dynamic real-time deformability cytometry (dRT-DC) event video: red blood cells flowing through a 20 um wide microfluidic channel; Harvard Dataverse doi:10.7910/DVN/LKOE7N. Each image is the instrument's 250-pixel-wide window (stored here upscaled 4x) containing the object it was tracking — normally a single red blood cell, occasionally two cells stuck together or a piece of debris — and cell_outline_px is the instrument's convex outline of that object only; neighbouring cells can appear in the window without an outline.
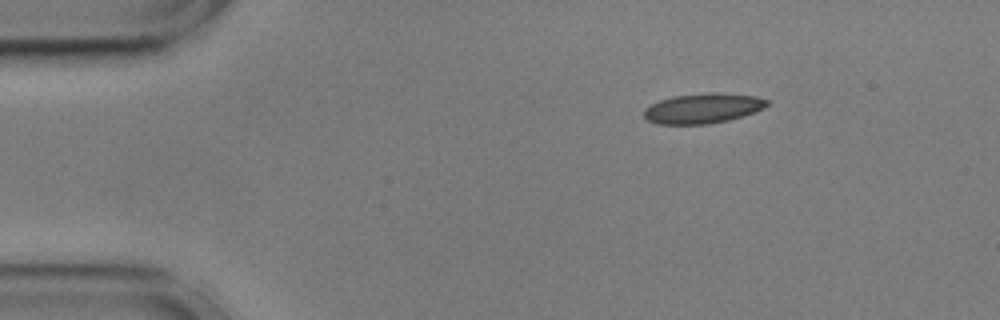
{"species": "common noctule bat (a hibernating species)", "species_latin": "Nyctalus noctula", "temperature_condition": "cold", "stored_images_in_passage": 48, "camera_frame_rate_fps": 3000, "um_per_image_px": 0.085, "animal": {"sex": "male", "body_mass_g": 17.9, "forearm_length_mm": 54.2}, "frame": {"image": 1, "passage_image": 1, "time_ms": 0.0, "image_size_px": [1000, 320], "cell_outline_px": [[768, 104], [764, 108], [728, 120], [708, 124], [656, 124], [648, 120], [644, 116], [644, 108], [660, 100], [672, 96], [712, 92], [716, 92], [756, 96], [768, 100]], "centroid_in_image_um": [59.72, 9.2], "position_along_channel_um": 25.3, "area_um2": 21.39}}
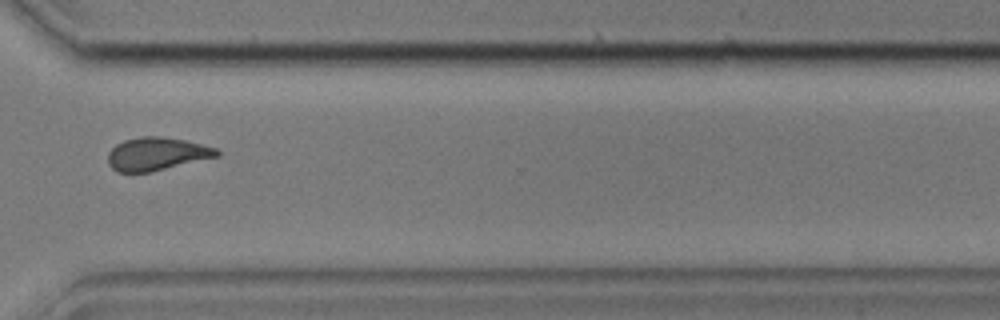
{"frame": {"image": 2, "passage_image": 34, "time_ms": 11.0, "image_size_px": [1000, 320], "cell_outline_px": [[220, 156], [152, 172], [116, 172], [108, 164], [108, 152], [116, 144], [124, 140], [140, 136], [160, 136], [184, 140], [216, 148], [220, 152]], "centroid_in_image_um": [13.31, 13.09], "position_along_channel_um": 357.3, "area_um2": 21.1}}
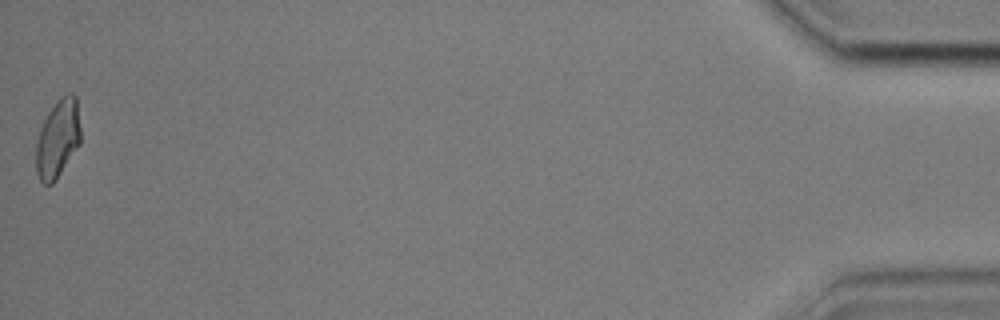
{"frame": {"image": 3, "passage_image": 48, "time_ms": 15.667, "image_size_px": [1000, 320], "cell_outline_px": [[80, 144], [56, 180], [52, 184], [44, 184], [40, 180], [36, 172], [36, 140], [40, 128], [48, 112], [56, 100], [60, 96], [68, 92], [72, 92], [76, 96], [80, 128]], "centroid_in_image_um": [4.91, 11.76], "position_along_channel_um": 430.3, "area_um2": 20.52}, "authors_computed_cell_mechanics": {"area_um2": 21.097, "velocity_mm_per_s": 3.5913, "shape_relaxation_time_tau1_ms": 7.037, "shape_relaxation_time_tau2_ms": 1.1881, "deformation_change_tau1": 0.1708, "deformation_change_tau2": 0.0918}}